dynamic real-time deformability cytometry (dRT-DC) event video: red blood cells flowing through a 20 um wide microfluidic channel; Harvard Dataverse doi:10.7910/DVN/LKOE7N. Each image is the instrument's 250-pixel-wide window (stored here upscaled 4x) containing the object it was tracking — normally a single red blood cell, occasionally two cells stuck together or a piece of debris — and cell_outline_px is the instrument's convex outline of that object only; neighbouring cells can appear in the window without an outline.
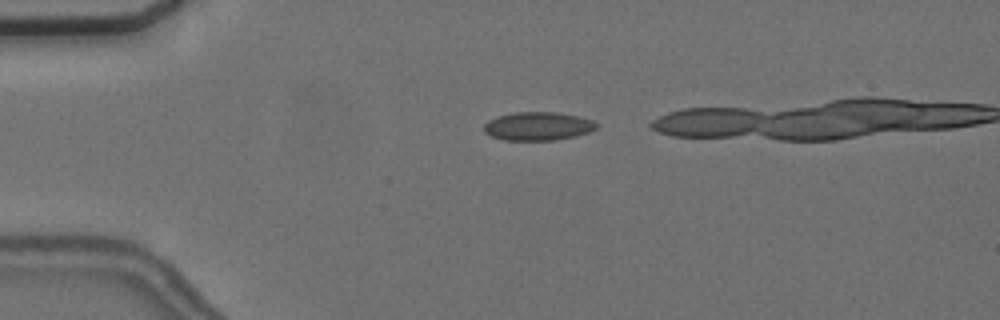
{"species": "common noctule bat (a hibernating species)", "species_latin": "Nyctalus noctula", "temperature_condition": "cold", "stored_images_in_passage": 3, "camera_frame_rate_fps": 3000, "um_per_image_px": 0.085, "animal": {"sex": "female", "body_mass_g": 24.6, "forearm_length_mm": 56.2}, "frame": {"image": 1, "passage_image": 1, "time_ms": 0.0, "image_size_px": [1000, 320], "cell_outline_px": [[600, 124], [596, 128], [588, 132], [576, 136], [556, 140], [504, 140], [492, 136], [484, 132], [484, 124], [488, 120], [496, 116], [516, 112], [556, 112], [580, 116], [592, 120]], "centroid_in_image_um": [45.74, 10.72], "position_along_channel_um": 39.3, "area_um2": 18.79}}